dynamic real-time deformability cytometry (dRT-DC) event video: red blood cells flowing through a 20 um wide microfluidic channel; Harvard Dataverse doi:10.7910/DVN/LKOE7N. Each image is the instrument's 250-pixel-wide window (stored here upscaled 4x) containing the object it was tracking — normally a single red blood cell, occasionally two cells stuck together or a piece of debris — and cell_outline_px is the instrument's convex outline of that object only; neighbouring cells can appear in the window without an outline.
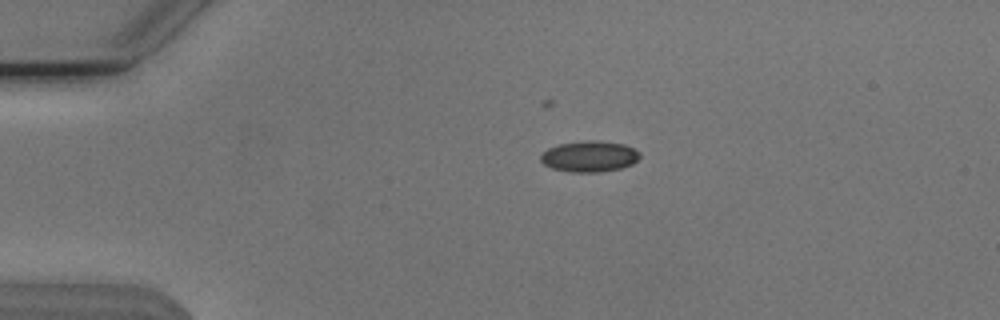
{"species": "Egyptian fruit bat (a non-hibernating species)", "species_latin": "Rousettus aegyptiacus", "temperature_condition": "cold", "stored_images_in_passage": 43, "camera_frame_rate_fps": 3000, "um_per_image_px": 0.085, "animal": {"sex": "male"}, "frame": {"image": 1, "passage_image": 1, "time_ms": 0.0, "image_size_px": [1000, 320], "cell_outline_px": [[640, 156], [632, 164], [620, 168], [600, 172], [568, 172], [552, 168], [544, 164], [540, 160], [540, 156], [548, 148], [560, 144], [584, 140], [600, 140], [624, 144], [640, 152]], "centroid_in_image_um": [50.09, 13.29], "position_along_channel_um": 34.9, "area_um2": 17.92}}
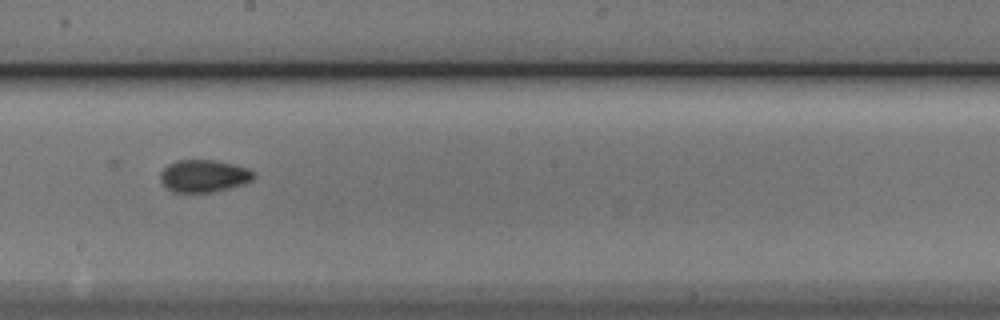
{"frame": {"image": 2, "passage_image": 20, "time_ms": 6.333, "image_size_px": [1000, 320], "cell_outline_px": [[256, 176], [252, 180], [244, 184], [212, 192], [172, 192], [160, 180], [160, 172], [168, 164], [176, 160], [216, 160], [232, 164], [244, 168], [252, 172]], "centroid_in_image_um": [17.29, 14.95], "position_along_channel_um": 230.9, "area_um2": 17.46}}
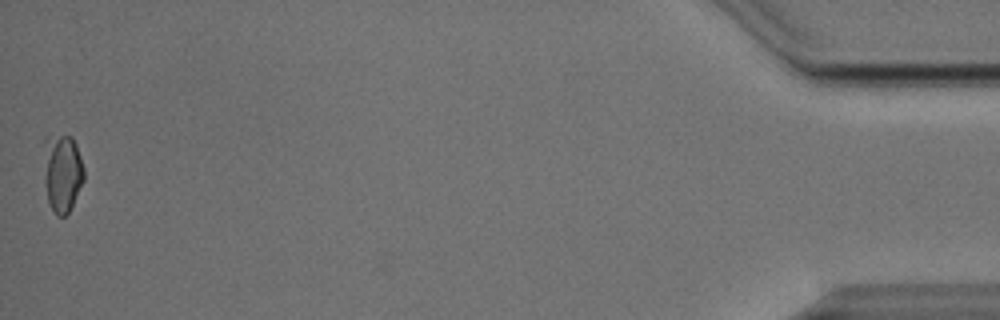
{"frame": {"image": 3, "passage_image": 43, "time_ms": 14.0, "image_size_px": [1000, 320], "cell_outline_px": [[84, 180], [68, 212], [64, 216], [56, 216], [48, 200], [44, 180], [44, 136], [72, 136], [76, 144], [84, 168]], "centroid_in_image_um": [5.28, 14.66], "position_along_channel_um": 429.9, "area_um2": 18.26}, "authors_computed_cell_mechanics": {"area_um2": 17.7446, "velocity_mm_per_s": 3.8121, "shape_relaxation_time_tau1_ms": 6.3013, "shape_relaxation_time_tau2_ms": 2.4648, "deformation_change_tau1": 0.1055, "deformation_change_tau2": 0.0663}}